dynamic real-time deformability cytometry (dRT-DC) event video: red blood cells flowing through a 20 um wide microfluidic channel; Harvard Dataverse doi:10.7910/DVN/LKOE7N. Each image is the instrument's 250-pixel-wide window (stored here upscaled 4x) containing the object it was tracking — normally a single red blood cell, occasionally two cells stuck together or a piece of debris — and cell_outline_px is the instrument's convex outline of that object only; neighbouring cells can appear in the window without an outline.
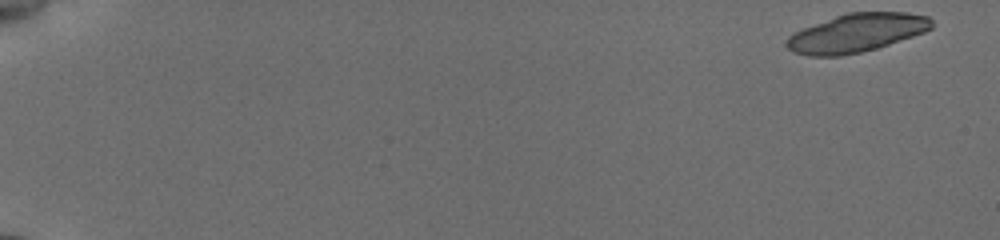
{"species": "common noctule bat (a hibernating species)", "species_latin": "Nyctalus noctula", "temperature_condition": "cold", "stored_images_in_passage": 23, "camera_frame_rate_fps": 3000, "um_per_image_px": 0.085, "animal": {"sex": "female", "body_mass_g": 19.5, "forearm_length_mm": 54.1}, "frame": {"image": 1, "passage_image": 1, "time_ms": 0.0, "image_size_px": [1000, 240], "cell_outline_px": [[932, 28], [924, 32], [876, 48], [860, 52], [840, 56], [808, 56], [792, 52], [784, 44], [784, 40], [788, 36], [804, 28], [836, 16], [848, 12], [908, 12], [928, 16], [932, 20]], "centroid_in_image_um": [72.79, 2.8], "position_along_channel_um": 12.2, "area_um2": 32.31}}